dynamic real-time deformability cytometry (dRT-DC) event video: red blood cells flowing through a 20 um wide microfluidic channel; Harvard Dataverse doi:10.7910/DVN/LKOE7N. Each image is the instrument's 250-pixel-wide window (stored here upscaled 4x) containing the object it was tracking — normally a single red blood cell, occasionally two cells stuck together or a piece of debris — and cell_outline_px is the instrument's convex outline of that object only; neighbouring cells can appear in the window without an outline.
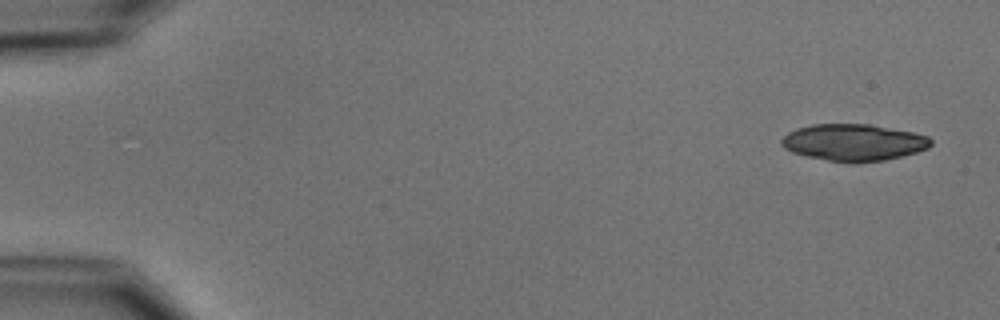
{"species": "common noctule bat (a hibernating species)", "species_latin": "Nyctalus noctula", "temperature_condition": "cold", "stored_images_in_passage": 6, "camera_frame_rate_fps": 3000, "um_per_image_px": 0.085, "animal": {"sex": "male", "body_mass_g": 15.6}, "frame": {"image": 1, "passage_image": 1, "time_ms": 0.0, "image_size_px": [1000, 320], "cell_outline_px": [[932, 144], [928, 148], [916, 152], [884, 160], [828, 160], [808, 156], [792, 152], [784, 148], [780, 144], [780, 140], [788, 132], [796, 128], [812, 124], [868, 124], [912, 132], [928, 136], [932, 140]], "centroid_in_image_um": [72.53, 12.07], "position_along_channel_um": 12.5, "area_um2": 31.27}}